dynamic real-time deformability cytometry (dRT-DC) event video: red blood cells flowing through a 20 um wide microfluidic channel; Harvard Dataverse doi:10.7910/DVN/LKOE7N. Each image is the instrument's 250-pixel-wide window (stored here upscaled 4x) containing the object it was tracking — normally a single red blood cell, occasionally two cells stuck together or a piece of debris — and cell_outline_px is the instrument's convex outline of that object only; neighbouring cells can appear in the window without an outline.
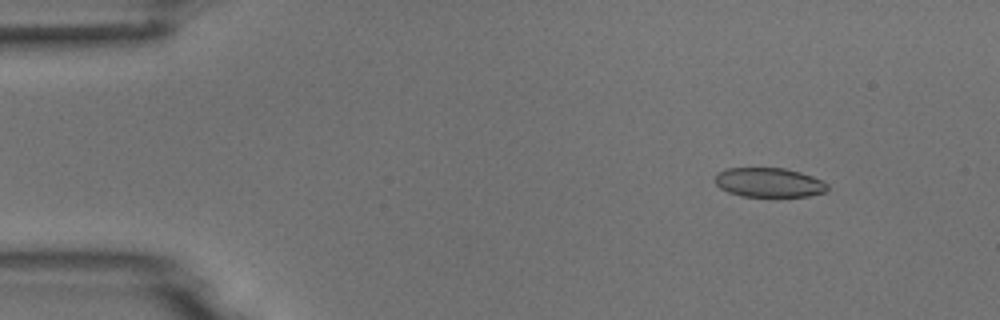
{"species": "common noctule bat (a hibernating species)", "species_latin": "Nyctalus noctula", "temperature_condition": "room temperature", "stored_images_in_passage": 5, "camera_frame_rate_fps": 3000, "um_per_image_px": 0.085, "animal": {"sex": "male", "body_mass_g": 18.8}, "frame": {"image": 1, "passage_image": 2, "time_ms": 1.667, "image_size_px": [1000, 320], "cell_outline_px": [[828, 188], [824, 192], [808, 196], [740, 196], [728, 192], [720, 188], [712, 180], [716, 172], [728, 168], [784, 168], [800, 172], [812, 176], [828, 184]], "centroid_in_image_um": [65.3, 15.5], "position_along_channel_um": 19.7, "area_um2": 19.31}}
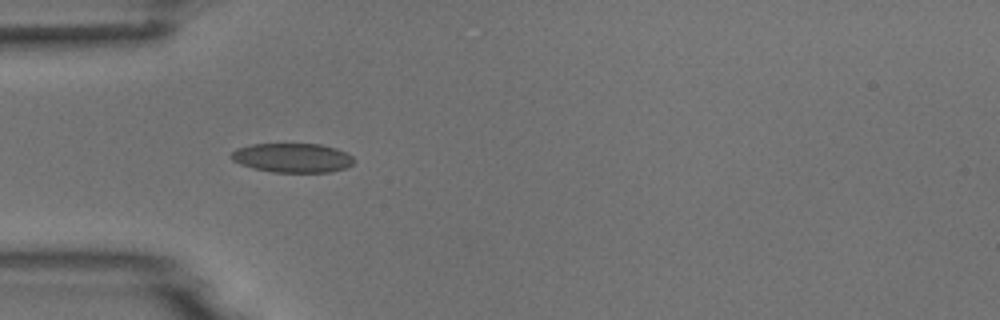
{"frame": {"image": 2, "passage_image": 4, "time_ms": 5.0, "image_size_px": [1000, 320], "cell_outline_px": [[356, 160], [352, 164], [344, 168], [332, 172], [272, 172], [252, 168], [240, 164], [232, 160], [228, 156], [236, 148], [252, 144], [320, 144], [336, 148], [352, 156]], "centroid_in_image_um": [24.83, 13.41], "position_along_channel_um": 60.2, "area_um2": 21.04}}